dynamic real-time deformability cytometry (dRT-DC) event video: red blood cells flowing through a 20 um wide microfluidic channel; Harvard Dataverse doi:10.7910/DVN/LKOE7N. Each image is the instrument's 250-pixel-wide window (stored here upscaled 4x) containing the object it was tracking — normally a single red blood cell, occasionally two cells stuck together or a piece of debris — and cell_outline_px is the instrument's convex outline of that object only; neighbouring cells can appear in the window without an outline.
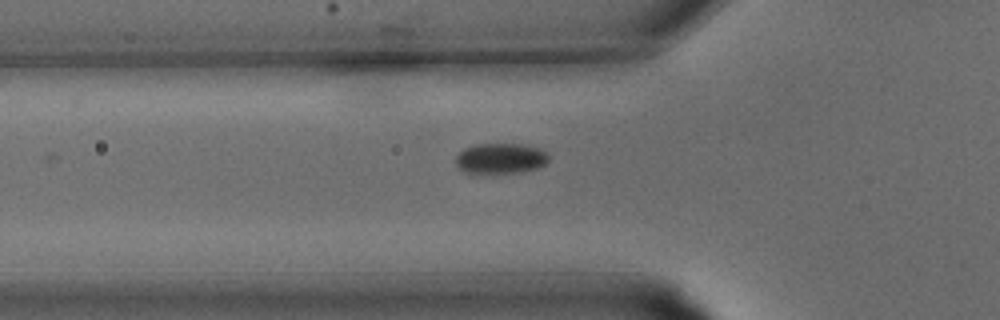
{"species": "common noctule bat (a hibernating species)", "species_latin": "Nyctalus noctula", "temperature_condition": "warm", "stored_images_in_passage": 19, "camera_frame_rate_fps": 3000, "um_per_image_px": 0.085, "animal": {"sex": "male", "body_mass_g": 15.6}, "frame": {"image": 1, "passage_image": 2, "time_ms": 0.333, "image_size_px": [1000, 320], "cell_outline_px": [[548, 160], [540, 168], [524, 172], [464, 172], [456, 164], [456, 156], [464, 148], [476, 144], [524, 144], [540, 148], [548, 152]], "centroid_in_image_um": [42.6, 13.45], "position_along_channel_um": 83.2, "area_um2": 16.47}}
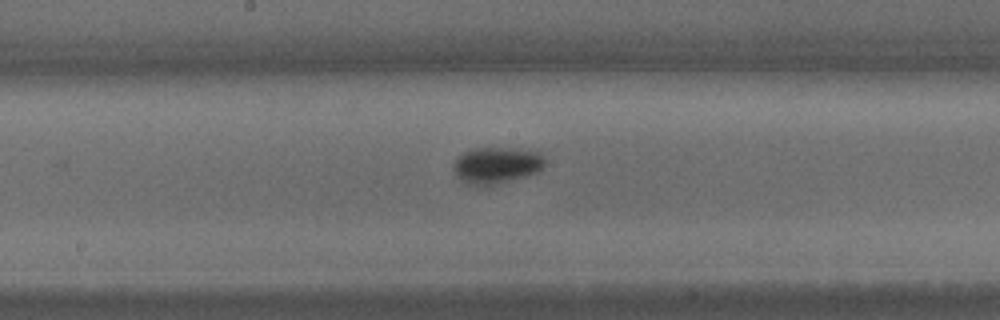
{"frame": {"image": 2, "passage_image": 8, "time_ms": 2.333, "image_size_px": [1000, 320], "cell_outline_px": [[544, 164], [540, 172], [528, 176], [496, 184], [468, 184], [460, 180], [456, 176], [452, 168], [452, 164], [456, 156], [472, 148], [512, 148], [540, 152], [544, 160]], "centroid_in_image_um": [42.18, 14.03], "position_along_channel_um": 206.0, "area_um2": 19.59}}
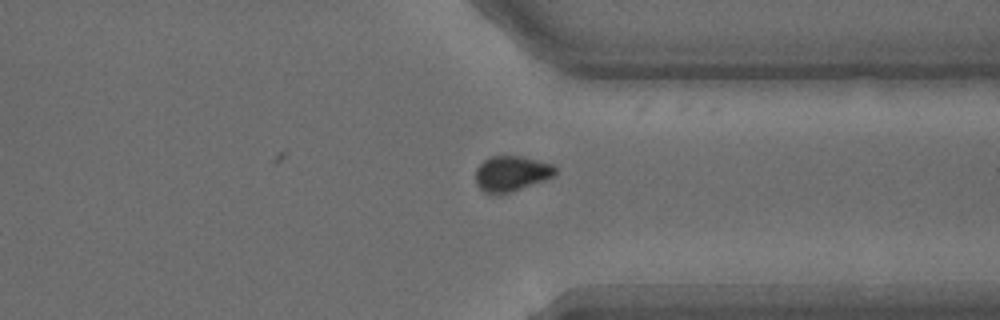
{"frame": {"image": 3, "passage_image": 16, "time_ms": 5.0, "image_size_px": [1000, 320], "cell_outline_px": [[556, 172], [552, 176], [544, 180], [500, 196], [492, 196], [484, 192], [476, 184], [476, 168], [484, 160], [492, 156], [520, 156], [552, 164], [556, 168]], "centroid_in_image_um": [43.42, 14.78], "position_along_channel_um": 368.0, "area_um2": 16.53}}